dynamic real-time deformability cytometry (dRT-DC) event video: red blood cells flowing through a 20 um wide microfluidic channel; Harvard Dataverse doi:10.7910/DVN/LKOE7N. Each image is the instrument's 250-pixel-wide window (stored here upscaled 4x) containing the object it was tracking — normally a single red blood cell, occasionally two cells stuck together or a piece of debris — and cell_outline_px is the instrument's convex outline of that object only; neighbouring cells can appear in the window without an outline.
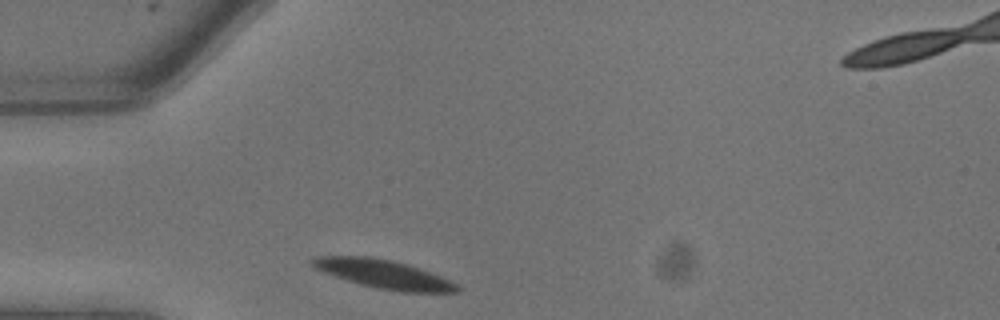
{"species": "common noctule bat (a hibernating species)", "species_latin": "Nyctalus noctula", "temperature_condition": "warm", "stored_images_in_passage": 3, "camera_frame_rate_fps": 3000, "um_per_image_px": 0.085, "animal": {"sex": "male", "body_mass_g": 13.3}, "frame": {"image": 1, "passage_image": 1, "time_ms": 0.0, "image_size_px": [1000, 320], "cell_outline_px": [[460, 292], [404, 292], [376, 288], [360, 284], [324, 272], [308, 264], [308, 260], [316, 256], [368, 256], [392, 260], [408, 264], [440, 276], [460, 284]], "centroid_in_image_um": [32.61, 23.29], "position_along_channel_um": 52.4, "area_um2": 24.16}}